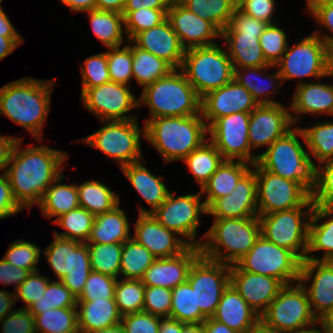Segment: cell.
<instances>
[{"label": "cell", "mask_w": 333, "mask_h": 333, "mask_svg": "<svg viewBox=\"0 0 333 333\" xmlns=\"http://www.w3.org/2000/svg\"><path fill=\"white\" fill-rule=\"evenodd\" d=\"M42 141L37 140L38 146L32 143L23 149V141L17 140L6 169L14 198L24 210L37 206L46 189L66 168L68 153L42 145Z\"/></svg>", "instance_id": "6da1fadb"}, {"label": "cell", "mask_w": 333, "mask_h": 333, "mask_svg": "<svg viewBox=\"0 0 333 333\" xmlns=\"http://www.w3.org/2000/svg\"><path fill=\"white\" fill-rule=\"evenodd\" d=\"M56 80L26 76L0 87V116L24 128L36 141L43 140Z\"/></svg>", "instance_id": "7a4b0ae2"}, {"label": "cell", "mask_w": 333, "mask_h": 333, "mask_svg": "<svg viewBox=\"0 0 333 333\" xmlns=\"http://www.w3.org/2000/svg\"><path fill=\"white\" fill-rule=\"evenodd\" d=\"M145 140L160 154L165 164L182 161L208 140L202 114L157 117L144 123Z\"/></svg>", "instance_id": "3957f363"}, {"label": "cell", "mask_w": 333, "mask_h": 333, "mask_svg": "<svg viewBox=\"0 0 333 333\" xmlns=\"http://www.w3.org/2000/svg\"><path fill=\"white\" fill-rule=\"evenodd\" d=\"M212 222L200 237L201 255L224 264H235L261 235L258 217L213 219Z\"/></svg>", "instance_id": "277c9868"}, {"label": "cell", "mask_w": 333, "mask_h": 333, "mask_svg": "<svg viewBox=\"0 0 333 333\" xmlns=\"http://www.w3.org/2000/svg\"><path fill=\"white\" fill-rule=\"evenodd\" d=\"M257 163L267 171L297 182L311 196L315 185V166L299 126L293 127L266 151L259 153Z\"/></svg>", "instance_id": "5b68a950"}, {"label": "cell", "mask_w": 333, "mask_h": 333, "mask_svg": "<svg viewBox=\"0 0 333 333\" xmlns=\"http://www.w3.org/2000/svg\"><path fill=\"white\" fill-rule=\"evenodd\" d=\"M139 107L149 108L148 120L157 117L191 116L201 113V98L180 69L142 89Z\"/></svg>", "instance_id": "8992f818"}, {"label": "cell", "mask_w": 333, "mask_h": 333, "mask_svg": "<svg viewBox=\"0 0 333 333\" xmlns=\"http://www.w3.org/2000/svg\"><path fill=\"white\" fill-rule=\"evenodd\" d=\"M180 70L200 98L231 82L234 76L233 63L219 43L187 49Z\"/></svg>", "instance_id": "52a82bcc"}, {"label": "cell", "mask_w": 333, "mask_h": 333, "mask_svg": "<svg viewBox=\"0 0 333 333\" xmlns=\"http://www.w3.org/2000/svg\"><path fill=\"white\" fill-rule=\"evenodd\" d=\"M102 128L77 141L96 148L120 168L144 158L141 138L145 139V126L139 127L138 119L99 121ZM143 131H142V130Z\"/></svg>", "instance_id": "ba28073f"}, {"label": "cell", "mask_w": 333, "mask_h": 333, "mask_svg": "<svg viewBox=\"0 0 333 333\" xmlns=\"http://www.w3.org/2000/svg\"><path fill=\"white\" fill-rule=\"evenodd\" d=\"M317 322L308 294L300 282L285 285L260 316V325L277 333L295 332Z\"/></svg>", "instance_id": "9c48e42d"}, {"label": "cell", "mask_w": 333, "mask_h": 333, "mask_svg": "<svg viewBox=\"0 0 333 333\" xmlns=\"http://www.w3.org/2000/svg\"><path fill=\"white\" fill-rule=\"evenodd\" d=\"M284 82L297 80L298 85L305 83L306 78L320 81L323 77H332L329 73V48L314 33H310L300 41L287 46L280 61L275 65ZM303 79V80H302Z\"/></svg>", "instance_id": "30bf717a"}, {"label": "cell", "mask_w": 333, "mask_h": 333, "mask_svg": "<svg viewBox=\"0 0 333 333\" xmlns=\"http://www.w3.org/2000/svg\"><path fill=\"white\" fill-rule=\"evenodd\" d=\"M56 280H60L76 298L83 292L91 273L87 243L53 235V242L43 250Z\"/></svg>", "instance_id": "8fae6325"}, {"label": "cell", "mask_w": 333, "mask_h": 333, "mask_svg": "<svg viewBox=\"0 0 333 333\" xmlns=\"http://www.w3.org/2000/svg\"><path fill=\"white\" fill-rule=\"evenodd\" d=\"M313 208L297 207L258 216L261 235L270 242L289 249L301 261H304Z\"/></svg>", "instance_id": "7c38bea8"}, {"label": "cell", "mask_w": 333, "mask_h": 333, "mask_svg": "<svg viewBox=\"0 0 333 333\" xmlns=\"http://www.w3.org/2000/svg\"><path fill=\"white\" fill-rule=\"evenodd\" d=\"M235 265L241 271L274 277L284 285L299 282L301 260L289 249L270 242L262 235Z\"/></svg>", "instance_id": "4fadbf2b"}, {"label": "cell", "mask_w": 333, "mask_h": 333, "mask_svg": "<svg viewBox=\"0 0 333 333\" xmlns=\"http://www.w3.org/2000/svg\"><path fill=\"white\" fill-rule=\"evenodd\" d=\"M169 193L165 201L151 215L164 227L176 232L190 246L200 247L197 231L200 218L207 215V207L202 201L201 191L194 194L175 196Z\"/></svg>", "instance_id": "5bb4252c"}, {"label": "cell", "mask_w": 333, "mask_h": 333, "mask_svg": "<svg viewBox=\"0 0 333 333\" xmlns=\"http://www.w3.org/2000/svg\"><path fill=\"white\" fill-rule=\"evenodd\" d=\"M257 181L258 216L297 207H314L311 196L295 181L252 165Z\"/></svg>", "instance_id": "9a60e30c"}, {"label": "cell", "mask_w": 333, "mask_h": 333, "mask_svg": "<svg viewBox=\"0 0 333 333\" xmlns=\"http://www.w3.org/2000/svg\"><path fill=\"white\" fill-rule=\"evenodd\" d=\"M131 88L125 84L109 81L87 89L80 95V99L85 109L95 115L99 121L134 120L138 119V116L130 111L138 109L139 100Z\"/></svg>", "instance_id": "2e32d148"}, {"label": "cell", "mask_w": 333, "mask_h": 333, "mask_svg": "<svg viewBox=\"0 0 333 333\" xmlns=\"http://www.w3.org/2000/svg\"><path fill=\"white\" fill-rule=\"evenodd\" d=\"M195 290L196 308L210 318L214 315L224 290L230 284V265L200 255L192 264L188 280Z\"/></svg>", "instance_id": "e0dca14e"}, {"label": "cell", "mask_w": 333, "mask_h": 333, "mask_svg": "<svg viewBox=\"0 0 333 333\" xmlns=\"http://www.w3.org/2000/svg\"><path fill=\"white\" fill-rule=\"evenodd\" d=\"M249 120L250 113H233L216 119L208 127V140L225 160L251 165L258 161V154L252 152L248 138Z\"/></svg>", "instance_id": "ac0fdd59"}, {"label": "cell", "mask_w": 333, "mask_h": 333, "mask_svg": "<svg viewBox=\"0 0 333 333\" xmlns=\"http://www.w3.org/2000/svg\"><path fill=\"white\" fill-rule=\"evenodd\" d=\"M294 127L290 106L280 104L258 105L251 113L248 138L252 152L266 149Z\"/></svg>", "instance_id": "d6986e66"}, {"label": "cell", "mask_w": 333, "mask_h": 333, "mask_svg": "<svg viewBox=\"0 0 333 333\" xmlns=\"http://www.w3.org/2000/svg\"><path fill=\"white\" fill-rule=\"evenodd\" d=\"M299 282L308 294L312 313L320 320L333 308V261H301Z\"/></svg>", "instance_id": "ffe728a7"}, {"label": "cell", "mask_w": 333, "mask_h": 333, "mask_svg": "<svg viewBox=\"0 0 333 333\" xmlns=\"http://www.w3.org/2000/svg\"><path fill=\"white\" fill-rule=\"evenodd\" d=\"M257 106L252 94L234 79L201 98V114L207 127L233 113H251Z\"/></svg>", "instance_id": "44dd1931"}, {"label": "cell", "mask_w": 333, "mask_h": 333, "mask_svg": "<svg viewBox=\"0 0 333 333\" xmlns=\"http://www.w3.org/2000/svg\"><path fill=\"white\" fill-rule=\"evenodd\" d=\"M167 19L186 50L215 45L216 39L221 37V32L212 23L189 11L178 0L171 1Z\"/></svg>", "instance_id": "7402d4cb"}, {"label": "cell", "mask_w": 333, "mask_h": 333, "mask_svg": "<svg viewBox=\"0 0 333 333\" xmlns=\"http://www.w3.org/2000/svg\"><path fill=\"white\" fill-rule=\"evenodd\" d=\"M137 243L146 247L156 259L180 255L190 245L176 232L161 225L151 214H139L133 224Z\"/></svg>", "instance_id": "603a6c76"}, {"label": "cell", "mask_w": 333, "mask_h": 333, "mask_svg": "<svg viewBox=\"0 0 333 333\" xmlns=\"http://www.w3.org/2000/svg\"><path fill=\"white\" fill-rule=\"evenodd\" d=\"M228 195L216 199L208 208L207 215L214 219L258 217L257 181L251 167Z\"/></svg>", "instance_id": "cb8c5ba5"}, {"label": "cell", "mask_w": 333, "mask_h": 333, "mask_svg": "<svg viewBox=\"0 0 333 333\" xmlns=\"http://www.w3.org/2000/svg\"><path fill=\"white\" fill-rule=\"evenodd\" d=\"M230 284L260 316L285 286L274 277L241 271L235 264L230 265Z\"/></svg>", "instance_id": "d4e9b609"}, {"label": "cell", "mask_w": 333, "mask_h": 333, "mask_svg": "<svg viewBox=\"0 0 333 333\" xmlns=\"http://www.w3.org/2000/svg\"><path fill=\"white\" fill-rule=\"evenodd\" d=\"M200 255V247L189 246L180 255L155 259L141 280L145 286L173 289L188 280L189 270Z\"/></svg>", "instance_id": "484cf974"}, {"label": "cell", "mask_w": 333, "mask_h": 333, "mask_svg": "<svg viewBox=\"0 0 333 333\" xmlns=\"http://www.w3.org/2000/svg\"><path fill=\"white\" fill-rule=\"evenodd\" d=\"M131 41L143 50L168 62L174 69H180L186 49L172 29L168 19L161 24L137 33Z\"/></svg>", "instance_id": "4316f807"}, {"label": "cell", "mask_w": 333, "mask_h": 333, "mask_svg": "<svg viewBox=\"0 0 333 333\" xmlns=\"http://www.w3.org/2000/svg\"><path fill=\"white\" fill-rule=\"evenodd\" d=\"M290 113L293 124L304 115L333 117V84L305 82L296 86L291 98Z\"/></svg>", "instance_id": "83f0119b"}, {"label": "cell", "mask_w": 333, "mask_h": 333, "mask_svg": "<svg viewBox=\"0 0 333 333\" xmlns=\"http://www.w3.org/2000/svg\"><path fill=\"white\" fill-rule=\"evenodd\" d=\"M145 159L122 166L120 169L144 202L150 206L146 209L138 206L139 214H151L168 197L171 192L162 181L164 176L153 174L143 163Z\"/></svg>", "instance_id": "f1b7e54d"}, {"label": "cell", "mask_w": 333, "mask_h": 333, "mask_svg": "<svg viewBox=\"0 0 333 333\" xmlns=\"http://www.w3.org/2000/svg\"><path fill=\"white\" fill-rule=\"evenodd\" d=\"M212 318L238 333H247L260 326V315L231 284L224 290Z\"/></svg>", "instance_id": "f546056e"}, {"label": "cell", "mask_w": 333, "mask_h": 333, "mask_svg": "<svg viewBox=\"0 0 333 333\" xmlns=\"http://www.w3.org/2000/svg\"><path fill=\"white\" fill-rule=\"evenodd\" d=\"M272 68L274 69L275 66L264 65L259 67L234 68L233 79L252 94L258 105L280 104L281 102L274 100L277 94L275 92L278 91L284 82L278 69L275 72L267 74L270 72H267V70H271Z\"/></svg>", "instance_id": "4dcf8cb0"}, {"label": "cell", "mask_w": 333, "mask_h": 333, "mask_svg": "<svg viewBox=\"0 0 333 333\" xmlns=\"http://www.w3.org/2000/svg\"><path fill=\"white\" fill-rule=\"evenodd\" d=\"M305 260L333 261V207L314 205Z\"/></svg>", "instance_id": "1f68e13d"}, {"label": "cell", "mask_w": 333, "mask_h": 333, "mask_svg": "<svg viewBox=\"0 0 333 333\" xmlns=\"http://www.w3.org/2000/svg\"><path fill=\"white\" fill-rule=\"evenodd\" d=\"M77 318L80 333H90L121 323L115 299H100L77 302Z\"/></svg>", "instance_id": "d6a6232c"}, {"label": "cell", "mask_w": 333, "mask_h": 333, "mask_svg": "<svg viewBox=\"0 0 333 333\" xmlns=\"http://www.w3.org/2000/svg\"><path fill=\"white\" fill-rule=\"evenodd\" d=\"M130 220L120 204L111 211L95 216L90 236L86 243H124L129 240Z\"/></svg>", "instance_id": "836d02e7"}, {"label": "cell", "mask_w": 333, "mask_h": 333, "mask_svg": "<svg viewBox=\"0 0 333 333\" xmlns=\"http://www.w3.org/2000/svg\"><path fill=\"white\" fill-rule=\"evenodd\" d=\"M251 167L244 161L225 160L200 190L205 206L208 208L216 199L228 196Z\"/></svg>", "instance_id": "e575fe53"}, {"label": "cell", "mask_w": 333, "mask_h": 333, "mask_svg": "<svg viewBox=\"0 0 333 333\" xmlns=\"http://www.w3.org/2000/svg\"><path fill=\"white\" fill-rule=\"evenodd\" d=\"M222 44L229 55L233 68L269 65L264 58L260 36L249 34H221Z\"/></svg>", "instance_id": "d590c367"}, {"label": "cell", "mask_w": 333, "mask_h": 333, "mask_svg": "<svg viewBox=\"0 0 333 333\" xmlns=\"http://www.w3.org/2000/svg\"><path fill=\"white\" fill-rule=\"evenodd\" d=\"M64 174L60 176L46 189L40 203L42 216L53 219V222L61 215L79 207L78 189L75 183H64Z\"/></svg>", "instance_id": "8d00e7d4"}, {"label": "cell", "mask_w": 333, "mask_h": 333, "mask_svg": "<svg viewBox=\"0 0 333 333\" xmlns=\"http://www.w3.org/2000/svg\"><path fill=\"white\" fill-rule=\"evenodd\" d=\"M88 13L94 36L106 48L120 47L125 42L124 16L115 11L92 9ZM125 36V37H124Z\"/></svg>", "instance_id": "74e56055"}, {"label": "cell", "mask_w": 333, "mask_h": 333, "mask_svg": "<svg viewBox=\"0 0 333 333\" xmlns=\"http://www.w3.org/2000/svg\"><path fill=\"white\" fill-rule=\"evenodd\" d=\"M77 185L79 205L95 216L121 204V197L99 180H84Z\"/></svg>", "instance_id": "f35d334b"}, {"label": "cell", "mask_w": 333, "mask_h": 333, "mask_svg": "<svg viewBox=\"0 0 333 333\" xmlns=\"http://www.w3.org/2000/svg\"><path fill=\"white\" fill-rule=\"evenodd\" d=\"M224 161L221 153L209 140L182 160L199 185L200 190Z\"/></svg>", "instance_id": "ab89813d"}, {"label": "cell", "mask_w": 333, "mask_h": 333, "mask_svg": "<svg viewBox=\"0 0 333 333\" xmlns=\"http://www.w3.org/2000/svg\"><path fill=\"white\" fill-rule=\"evenodd\" d=\"M133 79L136 80L139 87H146L156 80L169 75L174 68L165 60L160 59L152 53L138 48L132 42Z\"/></svg>", "instance_id": "60d3db41"}, {"label": "cell", "mask_w": 333, "mask_h": 333, "mask_svg": "<svg viewBox=\"0 0 333 333\" xmlns=\"http://www.w3.org/2000/svg\"><path fill=\"white\" fill-rule=\"evenodd\" d=\"M326 120L316 121L305 128L300 126L314 166L333 158V121Z\"/></svg>", "instance_id": "b9f144b4"}, {"label": "cell", "mask_w": 333, "mask_h": 333, "mask_svg": "<svg viewBox=\"0 0 333 333\" xmlns=\"http://www.w3.org/2000/svg\"><path fill=\"white\" fill-rule=\"evenodd\" d=\"M189 11L212 23L222 32L231 21L237 0H178Z\"/></svg>", "instance_id": "7bdbcfd3"}, {"label": "cell", "mask_w": 333, "mask_h": 333, "mask_svg": "<svg viewBox=\"0 0 333 333\" xmlns=\"http://www.w3.org/2000/svg\"><path fill=\"white\" fill-rule=\"evenodd\" d=\"M156 258L133 238L123 243L119 278L141 280Z\"/></svg>", "instance_id": "ee69618b"}, {"label": "cell", "mask_w": 333, "mask_h": 333, "mask_svg": "<svg viewBox=\"0 0 333 333\" xmlns=\"http://www.w3.org/2000/svg\"><path fill=\"white\" fill-rule=\"evenodd\" d=\"M36 333H79L77 308H56L34 316Z\"/></svg>", "instance_id": "f6af8a7d"}, {"label": "cell", "mask_w": 333, "mask_h": 333, "mask_svg": "<svg viewBox=\"0 0 333 333\" xmlns=\"http://www.w3.org/2000/svg\"><path fill=\"white\" fill-rule=\"evenodd\" d=\"M94 220V214L79 206L61 215L53 222V224L64 229L61 232L56 230L53 234L62 238L86 243L90 236Z\"/></svg>", "instance_id": "bcb514c9"}, {"label": "cell", "mask_w": 333, "mask_h": 333, "mask_svg": "<svg viewBox=\"0 0 333 333\" xmlns=\"http://www.w3.org/2000/svg\"><path fill=\"white\" fill-rule=\"evenodd\" d=\"M170 318L184 324L203 323L207 318L196 308L195 290L188 281L172 289Z\"/></svg>", "instance_id": "7dc6e473"}, {"label": "cell", "mask_w": 333, "mask_h": 333, "mask_svg": "<svg viewBox=\"0 0 333 333\" xmlns=\"http://www.w3.org/2000/svg\"><path fill=\"white\" fill-rule=\"evenodd\" d=\"M91 270L119 278L123 243H87Z\"/></svg>", "instance_id": "c3c4849f"}, {"label": "cell", "mask_w": 333, "mask_h": 333, "mask_svg": "<svg viewBox=\"0 0 333 333\" xmlns=\"http://www.w3.org/2000/svg\"><path fill=\"white\" fill-rule=\"evenodd\" d=\"M145 285L142 280L118 278L114 298L122 316L143 311Z\"/></svg>", "instance_id": "681fc988"}, {"label": "cell", "mask_w": 333, "mask_h": 333, "mask_svg": "<svg viewBox=\"0 0 333 333\" xmlns=\"http://www.w3.org/2000/svg\"><path fill=\"white\" fill-rule=\"evenodd\" d=\"M77 298L75 295L60 281L51 280L48 283L46 292L43 296L34 302L28 310L36 316L41 311H48L49 309L76 307Z\"/></svg>", "instance_id": "f907efd6"}, {"label": "cell", "mask_w": 333, "mask_h": 333, "mask_svg": "<svg viewBox=\"0 0 333 333\" xmlns=\"http://www.w3.org/2000/svg\"><path fill=\"white\" fill-rule=\"evenodd\" d=\"M123 47L107 48V61L110 80L131 86L133 80L132 41H127Z\"/></svg>", "instance_id": "816d5d0a"}, {"label": "cell", "mask_w": 333, "mask_h": 333, "mask_svg": "<svg viewBox=\"0 0 333 333\" xmlns=\"http://www.w3.org/2000/svg\"><path fill=\"white\" fill-rule=\"evenodd\" d=\"M168 9L143 8L137 11H122L125 23L126 41L131 40L140 31L153 28L167 19Z\"/></svg>", "instance_id": "f5cc1de1"}, {"label": "cell", "mask_w": 333, "mask_h": 333, "mask_svg": "<svg viewBox=\"0 0 333 333\" xmlns=\"http://www.w3.org/2000/svg\"><path fill=\"white\" fill-rule=\"evenodd\" d=\"M41 250L34 242L17 239L9 245L3 259L32 273L39 270L37 266L40 262Z\"/></svg>", "instance_id": "db71d44e"}, {"label": "cell", "mask_w": 333, "mask_h": 333, "mask_svg": "<svg viewBox=\"0 0 333 333\" xmlns=\"http://www.w3.org/2000/svg\"><path fill=\"white\" fill-rule=\"evenodd\" d=\"M288 35L278 23L268 24L259 38L264 58L269 65L275 66L288 46Z\"/></svg>", "instance_id": "11a10c76"}, {"label": "cell", "mask_w": 333, "mask_h": 333, "mask_svg": "<svg viewBox=\"0 0 333 333\" xmlns=\"http://www.w3.org/2000/svg\"><path fill=\"white\" fill-rule=\"evenodd\" d=\"M311 200L317 206L333 207V158L315 166Z\"/></svg>", "instance_id": "9f6ffc18"}, {"label": "cell", "mask_w": 333, "mask_h": 333, "mask_svg": "<svg viewBox=\"0 0 333 333\" xmlns=\"http://www.w3.org/2000/svg\"><path fill=\"white\" fill-rule=\"evenodd\" d=\"M80 68L82 77L81 95L89 88L111 81L105 51L86 58Z\"/></svg>", "instance_id": "6f0895ef"}, {"label": "cell", "mask_w": 333, "mask_h": 333, "mask_svg": "<svg viewBox=\"0 0 333 333\" xmlns=\"http://www.w3.org/2000/svg\"><path fill=\"white\" fill-rule=\"evenodd\" d=\"M117 278L91 271L86 280L83 292L77 298V302H87L100 299H115V285Z\"/></svg>", "instance_id": "680465c9"}, {"label": "cell", "mask_w": 333, "mask_h": 333, "mask_svg": "<svg viewBox=\"0 0 333 333\" xmlns=\"http://www.w3.org/2000/svg\"><path fill=\"white\" fill-rule=\"evenodd\" d=\"M40 272L38 270L30 273L28 278L14 292L15 302L20 301L25 304L20 309H28L46 292L50 279L48 278L49 276L41 275Z\"/></svg>", "instance_id": "91938a15"}, {"label": "cell", "mask_w": 333, "mask_h": 333, "mask_svg": "<svg viewBox=\"0 0 333 333\" xmlns=\"http://www.w3.org/2000/svg\"><path fill=\"white\" fill-rule=\"evenodd\" d=\"M172 289L145 286L143 311L159 317H170Z\"/></svg>", "instance_id": "94428289"}, {"label": "cell", "mask_w": 333, "mask_h": 333, "mask_svg": "<svg viewBox=\"0 0 333 333\" xmlns=\"http://www.w3.org/2000/svg\"><path fill=\"white\" fill-rule=\"evenodd\" d=\"M0 326L1 333H36L33 314L19 307L0 320Z\"/></svg>", "instance_id": "6125c7cd"}, {"label": "cell", "mask_w": 333, "mask_h": 333, "mask_svg": "<svg viewBox=\"0 0 333 333\" xmlns=\"http://www.w3.org/2000/svg\"><path fill=\"white\" fill-rule=\"evenodd\" d=\"M276 0H237V8L248 16L267 24L276 23Z\"/></svg>", "instance_id": "be15d7a7"}, {"label": "cell", "mask_w": 333, "mask_h": 333, "mask_svg": "<svg viewBox=\"0 0 333 333\" xmlns=\"http://www.w3.org/2000/svg\"><path fill=\"white\" fill-rule=\"evenodd\" d=\"M161 318L142 311L122 316L121 324L126 333H158Z\"/></svg>", "instance_id": "e7e4bbea"}, {"label": "cell", "mask_w": 333, "mask_h": 333, "mask_svg": "<svg viewBox=\"0 0 333 333\" xmlns=\"http://www.w3.org/2000/svg\"><path fill=\"white\" fill-rule=\"evenodd\" d=\"M267 25V23L248 16L236 8L231 17L230 24L221 34H249L261 36Z\"/></svg>", "instance_id": "03108f58"}, {"label": "cell", "mask_w": 333, "mask_h": 333, "mask_svg": "<svg viewBox=\"0 0 333 333\" xmlns=\"http://www.w3.org/2000/svg\"><path fill=\"white\" fill-rule=\"evenodd\" d=\"M311 16L316 20L318 27L329 32L322 34L319 29L313 31L330 48L333 45V0H320Z\"/></svg>", "instance_id": "003e7915"}, {"label": "cell", "mask_w": 333, "mask_h": 333, "mask_svg": "<svg viewBox=\"0 0 333 333\" xmlns=\"http://www.w3.org/2000/svg\"><path fill=\"white\" fill-rule=\"evenodd\" d=\"M23 208L14 198L10 182L6 174L0 175V220L23 212Z\"/></svg>", "instance_id": "a7ac6f4b"}, {"label": "cell", "mask_w": 333, "mask_h": 333, "mask_svg": "<svg viewBox=\"0 0 333 333\" xmlns=\"http://www.w3.org/2000/svg\"><path fill=\"white\" fill-rule=\"evenodd\" d=\"M30 271L16 267L3 258L0 259V283L7 286H14V292L28 278Z\"/></svg>", "instance_id": "89a4df30"}, {"label": "cell", "mask_w": 333, "mask_h": 333, "mask_svg": "<svg viewBox=\"0 0 333 333\" xmlns=\"http://www.w3.org/2000/svg\"><path fill=\"white\" fill-rule=\"evenodd\" d=\"M17 140H23V138L0 134V171H3L2 174L6 173L10 155Z\"/></svg>", "instance_id": "2644e50d"}, {"label": "cell", "mask_w": 333, "mask_h": 333, "mask_svg": "<svg viewBox=\"0 0 333 333\" xmlns=\"http://www.w3.org/2000/svg\"><path fill=\"white\" fill-rule=\"evenodd\" d=\"M172 0H126L123 11H137L143 8L169 9Z\"/></svg>", "instance_id": "8c879c8a"}, {"label": "cell", "mask_w": 333, "mask_h": 333, "mask_svg": "<svg viewBox=\"0 0 333 333\" xmlns=\"http://www.w3.org/2000/svg\"><path fill=\"white\" fill-rule=\"evenodd\" d=\"M24 43L22 37H3L0 36V61L12 54L16 48Z\"/></svg>", "instance_id": "753ad0ef"}, {"label": "cell", "mask_w": 333, "mask_h": 333, "mask_svg": "<svg viewBox=\"0 0 333 333\" xmlns=\"http://www.w3.org/2000/svg\"><path fill=\"white\" fill-rule=\"evenodd\" d=\"M15 294L14 292L0 289V320L14 311Z\"/></svg>", "instance_id": "34e18365"}, {"label": "cell", "mask_w": 333, "mask_h": 333, "mask_svg": "<svg viewBox=\"0 0 333 333\" xmlns=\"http://www.w3.org/2000/svg\"><path fill=\"white\" fill-rule=\"evenodd\" d=\"M72 12H83L96 9V0H59Z\"/></svg>", "instance_id": "11e5206c"}, {"label": "cell", "mask_w": 333, "mask_h": 333, "mask_svg": "<svg viewBox=\"0 0 333 333\" xmlns=\"http://www.w3.org/2000/svg\"><path fill=\"white\" fill-rule=\"evenodd\" d=\"M0 36L22 37L2 8H0Z\"/></svg>", "instance_id": "2a66077c"}, {"label": "cell", "mask_w": 333, "mask_h": 333, "mask_svg": "<svg viewBox=\"0 0 333 333\" xmlns=\"http://www.w3.org/2000/svg\"><path fill=\"white\" fill-rule=\"evenodd\" d=\"M158 333H183V323L170 317L161 318Z\"/></svg>", "instance_id": "b9fcfbb0"}, {"label": "cell", "mask_w": 333, "mask_h": 333, "mask_svg": "<svg viewBox=\"0 0 333 333\" xmlns=\"http://www.w3.org/2000/svg\"><path fill=\"white\" fill-rule=\"evenodd\" d=\"M205 333H238L237 331L230 329L227 325L218 322L212 317L207 318L203 322Z\"/></svg>", "instance_id": "09005b40"}, {"label": "cell", "mask_w": 333, "mask_h": 333, "mask_svg": "<svg viewBox=\"0 0 333 333\" xmlns=\"http://www.w3.org/2000/svg\"><path fill=\"white\" fill-rule=\"evenodd\" d=\"M126 0H96V9L115 11L122 14Z\"/></svg>", "instance_id": "979ff035"}, {"label": "cell", "mask_w": 333, "mask_h": 333, "mask_svg": "<svg viewBox=\"0 0 333 333\" xmlns=\"http://www.w3.org/2000/svg\"><path fill=\"white\" fill-rule=\"evenodd\" d=\"M319 321L324 325L326 333H333V308L327 312Z\"/></svg>", "instance_id": "deb4b68c"}, {"label": "cell", "mask_w": 333, "mask_h": 333, "mask_svg": "<svg viewBox=\"0 0 333 333\" xmlns=\"http://www.w3.org/2000/svg\"><path fill=\"white\" fill-rule=\"evenodd\" d=\"M183 333H205V328L203 323H197V324L183 323Z\"/></svg>", "instance_id": "67dfc351"}, {"label": "cell", "mask_w": 333, "mask_h": 333, "mask_svg": "<svg viewBox=\"0 0 333 333\" xmlns=\"http://www.w3.org/2000/svg\"><path fill=\"white\" fill-rule=\"evenodd\" d=\"M318 324L321 327H317V326H319ZM291 333H326V329H325L324 325L319 321L310 327H307L302 330H297V331L291 332Z\"/></svg>", "instance_id": "b62a3aed"}, {"label": "cell", "mask_w": 333, "mask_h": 333, "mask_svg": "<svg viewBox=\"0 0 333 333\" xmlns=\"http://www.w3.org/2000/svg\"><path fill=\"white\" fill-rule=\"evenodd\" d=\"M90 333H126L124 327L121 323L114 325L112 327L104 328L101 330L93 331Z\"/></svg>", "instance_id": "603ad722"}, {"label": "cell", "mask_w": 333, "mask_h": 333, "mask_svg": "<svg viewBox=\"0 0 333 333\" xmlns=\"http://www.w3.org/2000/svg\"><path fill=\"white\" fill-rule=\"evenodd\" d=\"M319 1L320 0H306L305 12H307L309 14V16L314 12Z\"/></svg>", "instance_id": "5803f987"}]
</instances>
